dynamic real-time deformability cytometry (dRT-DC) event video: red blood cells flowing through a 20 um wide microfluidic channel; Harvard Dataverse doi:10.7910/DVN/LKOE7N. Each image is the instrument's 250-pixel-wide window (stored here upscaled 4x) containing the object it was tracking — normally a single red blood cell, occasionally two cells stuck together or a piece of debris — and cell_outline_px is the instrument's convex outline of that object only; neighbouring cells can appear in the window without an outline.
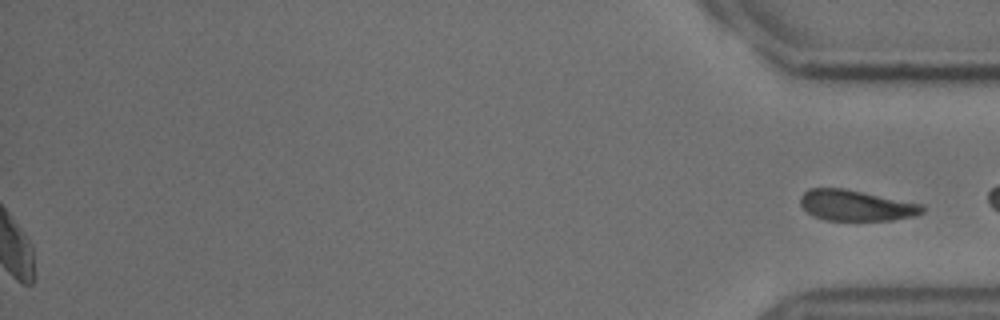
{"species": "common noctule bat (a hibernating species)", "species_latin": "Nyctalus noctula", "temperature_condition": "cold", "stored_images_in_passage": 46, "segment_of_instrument_passage": [2, 2], "camera_frame_rate_fps": 3000, "um_per_image_px": 0.085, "animal": {"sex": "male", "body_mass_g": 18.8}, "frame": {"image": 1, "passage_image": 46, "time_ms": 15.0, "image_size_px": [1000, 320], "cell_outline_px": [[924, 212], [916, 216], [892, 220], [824, 220], [812, 216], [800, 204], [800, 196], [808, 188], [844, 188], [924, 204]], "centroid_in_image_um": [72.78, 17.46], "position_along_channel_um": 362.4, "area_um2": 22.08}}